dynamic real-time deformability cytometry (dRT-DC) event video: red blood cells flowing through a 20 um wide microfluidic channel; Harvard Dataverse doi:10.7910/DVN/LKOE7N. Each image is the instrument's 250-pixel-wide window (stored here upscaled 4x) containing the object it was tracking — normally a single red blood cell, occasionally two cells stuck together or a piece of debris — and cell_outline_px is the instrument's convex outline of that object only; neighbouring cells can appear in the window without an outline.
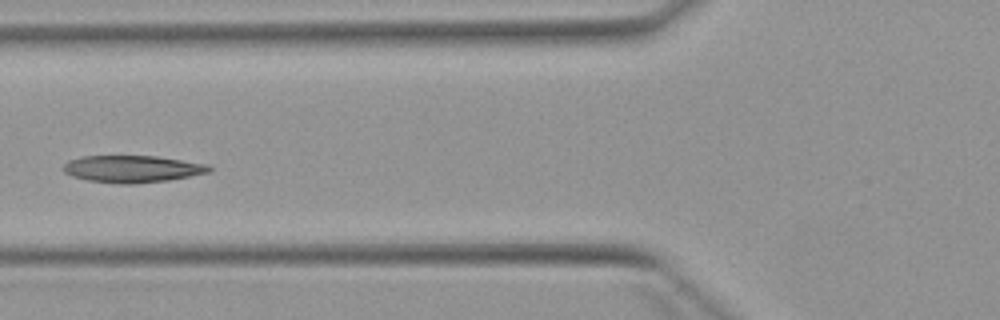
{"species": "Egyptian fruit bat (a non-hibernating species)", "species_latin": "Rousettus aegyptiacus", "temperature_condition": "warm", "stored_images_in_passage": 6, "camera_frame_rate_fps": 3000, "um_per_image_px": 0.085, "animal": {"sex": "female"}, "frame": {"image": 1, "passage_image": 5, "time_ms": 5.0, "image_size_px": [1000, 320], "cell_outline_px": [[212, 172], [168, 180], [132, 184], [116, 184], [88, 180], [72, 176], [64, 172], [60, 168], [68, 160], [84, 156], [156, 156], [208, 164], [212, 168]], "centroid_in_image_um": [11.24, 14.36], "position_along_channel_um": 114.6, "area_um2": 23.12}}
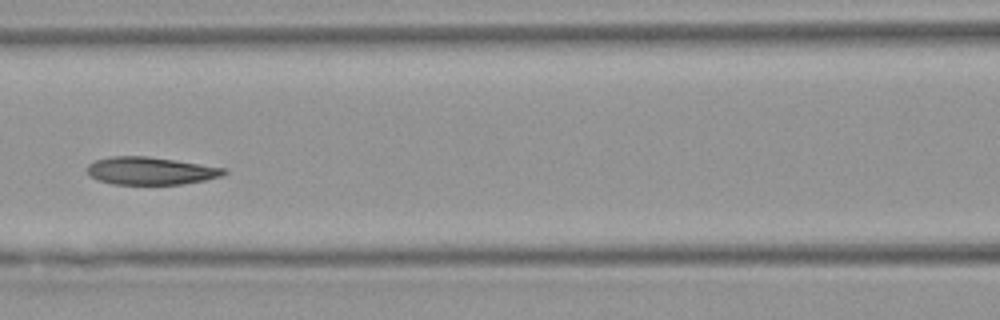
{"frame": {"image": 2, "passage_image": 6, "time_ms": 6.0, "image_size_px": [1000, 320], "cell_outline_px": [[228, 172], [220, 176], [204, 180], [180, 184], [112, 184], [96, 180], [88, 176], [88, 164], [96, 160], [112, 156], [144, 156], [176, 160], [228, 168]], "centroid_in_image_um": [12.79, 14.52], "position_along_channel_um": 153.8, "area_um2": 22.08}}